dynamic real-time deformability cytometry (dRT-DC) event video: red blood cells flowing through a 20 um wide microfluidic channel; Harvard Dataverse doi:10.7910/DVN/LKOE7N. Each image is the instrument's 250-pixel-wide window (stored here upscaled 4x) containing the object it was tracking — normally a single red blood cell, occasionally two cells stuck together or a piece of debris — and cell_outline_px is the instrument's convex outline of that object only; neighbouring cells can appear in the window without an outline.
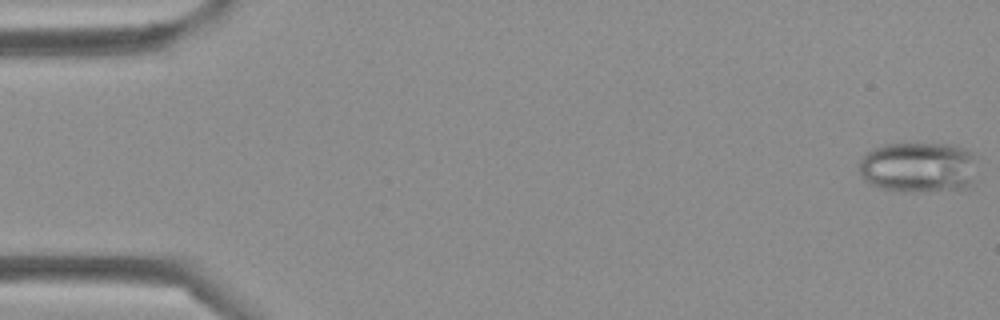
{"species": "Egyptian fruit bat (a non-hibernating species)", "species_latin": "Rousettus aegyptiacus", "temperature_condition": "cold", "stored_images_in_passage": 43, "camera_frame_rate_fps": 3000, "um_per_image_px": 0.085, "frame": {"image": 1, "passage_image": 1, "time_ms": 0.0, "image_size_px": [1000, 320], "cell_outline_px": [[976, 156], [972, 184], [968, 188], [920, 192], [912, 192], [880, 188], [864, 180], [860, 176], [860, 160], [872, 148], [884, 144], [952, 144], [964, 148], [972, 152]], "centroid_in_image_um": [78.09, 14.22], "position_along_channel_um": 6.9, "area_um2": 35.08}}
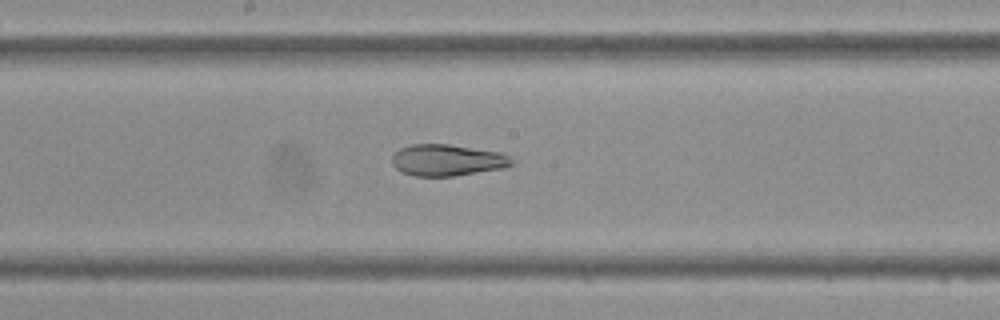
{"frame": {"image": 2, "passage_image": 23, "time_ms": 7.333, "image_size_px": [1000, 320], "cell_outline_px": [[516, 164], [504, 168], [452, 176], [416, 176], [400, 172], [392, 164], [392, 156], [400, 148], [412, 144], [448, 144], [500, 152], [516, 160]], "centroid_in_image_um": [38.04, 13.61], "position_along_channel_um": 210.2, "area_um2": 22.08}}
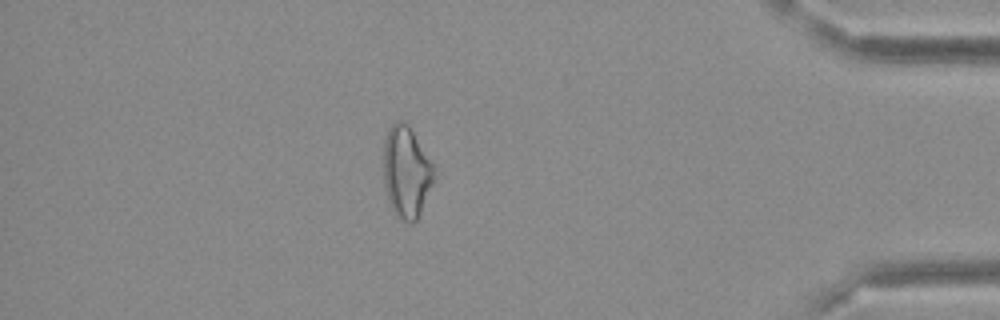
{"frame": {"image": 3, "passage_image": 38, "time_ms": 12.333, "image_size_px": [1000, 320], "cell_outline_px": [[432, 184], [420, 212], [416, 220], [408, 224], [400, 220], [396, 216], [388, 200], [384, 188], [384, 140], [388, 128], [396, 120], [404, 120], [408, 124], [432, 164]], "centroid_in_image_um": [34.49, 14.62], "position_along_channel_um": 400.7, "area_um2": 26.53}}